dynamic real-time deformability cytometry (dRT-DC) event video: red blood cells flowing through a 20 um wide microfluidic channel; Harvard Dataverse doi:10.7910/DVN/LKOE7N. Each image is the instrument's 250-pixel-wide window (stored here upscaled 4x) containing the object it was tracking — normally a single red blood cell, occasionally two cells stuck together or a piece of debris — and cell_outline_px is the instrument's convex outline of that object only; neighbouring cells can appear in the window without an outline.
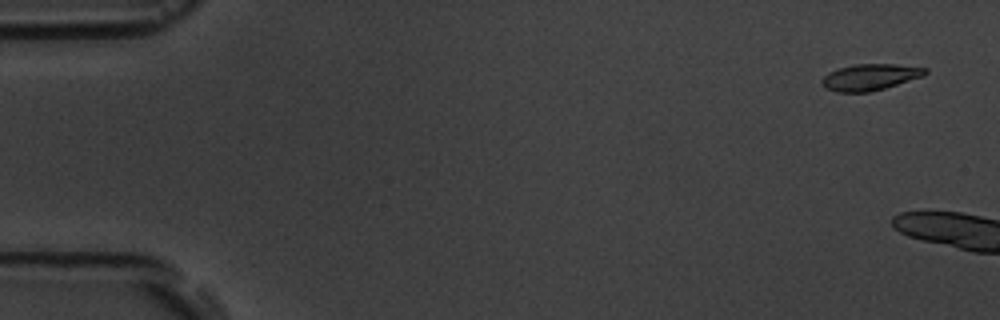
{"species": "common noctule bat (a hibernating species)", "species_latin": "Nyctalus noctula", "temperature_condition": "room temperature", "stored_images_in_passage": 4, "camera_frame_rate_fps": 3000, "um_per_image_px": 0.085, "animal": {"sex": "male", "body_mass_g": 19.5, "forearm_length_mm": 54.6}, "frame": {"image": 1, "passage_image": 1, "time_ms": 0.0, "image_size_px": [1000, 320], "cell_outline_px": [[928, 72], [924, 76], [872, 92], [836, 92], [820, 84], [820, 80], [828, 72], [840, 68], [856, 64], [896, 64], [928, 68]], "centroid_in_image_um": [73.97, 6.56], "position_along_channel_um": 11.0, "area_um2": 15.95}}